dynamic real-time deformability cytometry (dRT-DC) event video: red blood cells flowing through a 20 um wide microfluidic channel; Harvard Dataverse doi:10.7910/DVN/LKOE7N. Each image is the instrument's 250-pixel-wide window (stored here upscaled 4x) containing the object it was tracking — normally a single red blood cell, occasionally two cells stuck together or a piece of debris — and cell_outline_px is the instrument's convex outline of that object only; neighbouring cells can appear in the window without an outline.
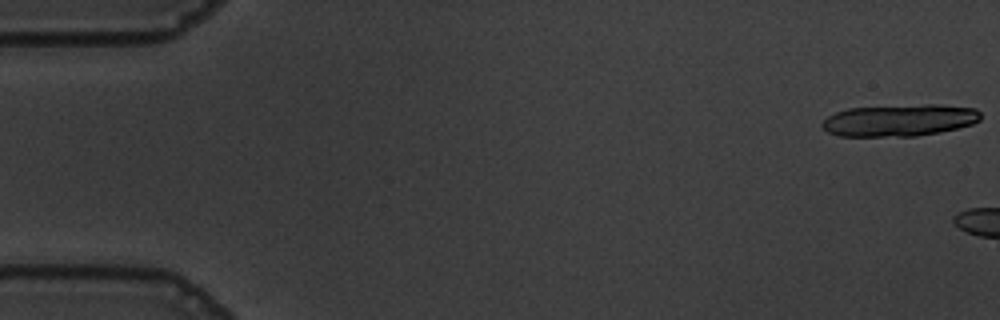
{"species": "common noctule bat (a hibernating species)", "species_latin": "Nyctalus noctula", "temperature_condition": "warm", "stored_images_in_passage": 7, "camera_frame_rate_fps": 3000, "um_per_image_px": 0.085, "animal": {"sex": "male", "body_mass_g": 19.5, "forearm_length_mm": 54.6}, "frame": {"image": 1, "passage_image": 1, "time_ms": 0.0, "image_size_px": [1000, 320], "cell_outline_px": [[980, 120], [972, 124], [940, 132], [916, 136], [840, 136], [828, 132], [820, 124], [828, 116], [836, 112], [848, 108], [928, 104], [936, 104], [976, 108], [980, 112]], "centroid_in_image_um": [76.46, 10.22], "position_along_channel_um": 8.5, "area_um2": 29.42}}